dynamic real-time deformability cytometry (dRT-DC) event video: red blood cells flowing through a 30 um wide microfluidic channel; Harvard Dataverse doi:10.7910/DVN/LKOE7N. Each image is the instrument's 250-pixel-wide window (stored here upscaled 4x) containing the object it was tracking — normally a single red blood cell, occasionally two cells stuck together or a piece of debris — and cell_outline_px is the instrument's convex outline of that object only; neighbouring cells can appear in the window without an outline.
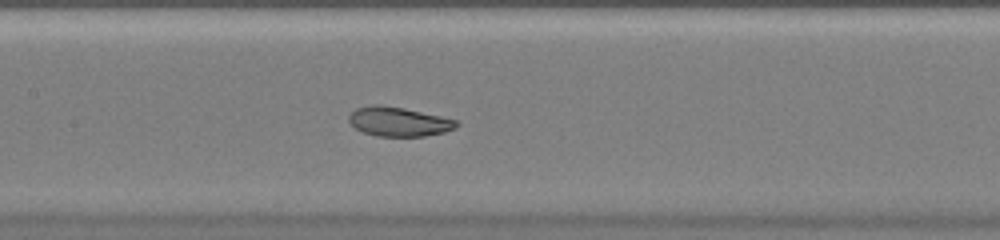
{"species": "common noctule bat (a hibernating species)", "species_latin": "Nyctalus noctula", "temperature_condition": "warm", "stored_images_in_passage": 38, "camera_frame_rate_fps": 3000, "um_per_image_px": 0.085, "animal": {"sex": "female", "body_mass_g": 20.0, "forearm_length_mm": 54.0}, "frame": {"image": 1, "passage_image": 14, "time_ms": 4.333, "image_size_px": [1000, 240], "cell_outline_px": [[460, 124], [456, 128], [444, 132], [424, 136], [376, 136], [364, 132], [356, 128], [348, 120], [348, 116], [356, 108], [372, 104], [380, 104], [404, 108], [440, 116], [456, 120]], "centroid_in_image_um": [33.88, 10.33], "position_along_channel_um": 173.5, "area_um2": 18.32}}
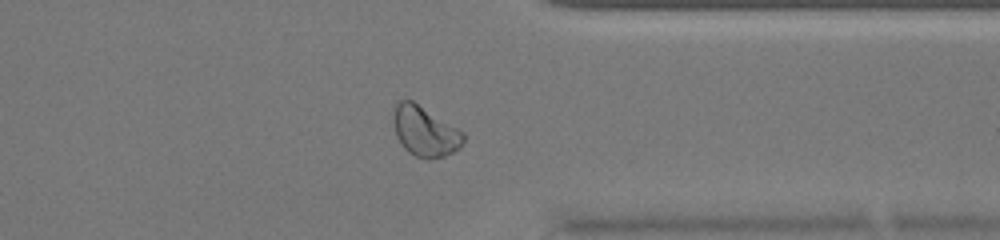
{"frame": {"image": 2, "passage_image": 28, "time_ms": 9.0, "image_size_px": [1000, 240], "cell_outline_px": [[464, 140], [460, 148], [444, 156], [428, 160], [416, 156], [408, 152], [404, 148], [396, 136], [392, 120], [392, 108], [400, 100], [412, 100], [464, 132]], "centroid_in_image_um": [36.08, 11.16], "position_along_channel_um": 375.3, "area_um2": 20.58}}
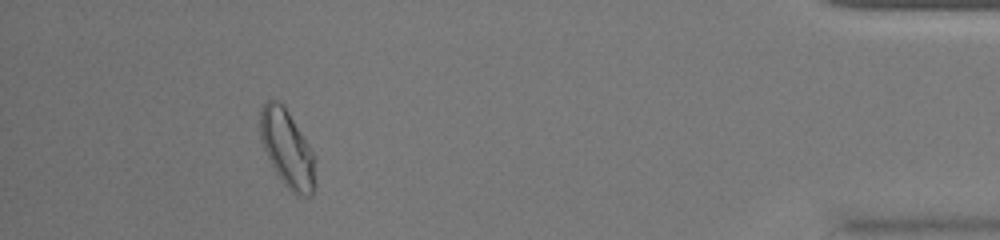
{"frame": {"image": 3, "passage_image": 34, "time_ms": 11.0, "image_size_px": [1000, 240], "cell_outline_px": [[316, 184], [312, 196], [296, 196], [284, 184], [268, 160], [260, 140], [260, 112], [264, 100], [276, 100], [284, 104], [308, 144], [312, 152]], "centroid_in_image_um": [24.39, 12.64], "position_along_channel_um": 410.8, "area_um2": 24.91}}